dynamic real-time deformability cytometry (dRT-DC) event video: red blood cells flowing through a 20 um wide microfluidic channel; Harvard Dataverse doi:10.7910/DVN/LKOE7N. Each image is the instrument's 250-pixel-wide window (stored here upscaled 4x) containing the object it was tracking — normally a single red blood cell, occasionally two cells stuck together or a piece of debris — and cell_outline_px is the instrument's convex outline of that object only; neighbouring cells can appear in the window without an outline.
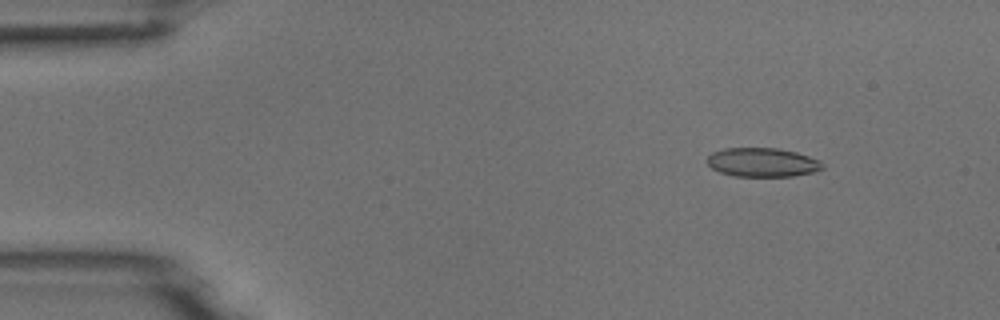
{"species": "common noctule bat (a hibernating species)", "species_latin": "Nyctalus noctula", "temperature_condition": "room temperature", "stored_images_in_passage": 53, "camera_frame_rate_fps": 3000, "um_per_image_px": 0.085, "animal": {"sex": "male", "body_mass_g": 18.8}, "frame": {"image": 1, "passage_image": 6, "time_ms": 1.667, "image_size_px": [1000, 320], "cell_outline_px": [[824, 168], [812, 172], [792, 176], [732, 176], [720, 172], [712, 168], [708, 164], [708, 156], [712, 152], [724, 148], [780, 148], [796, 152], [820, 160], [824, 164]], "centroid_in_image_um": [64.81, 13.79], "position_along_channel_um": 20.2, "area_um2": 19.48}}
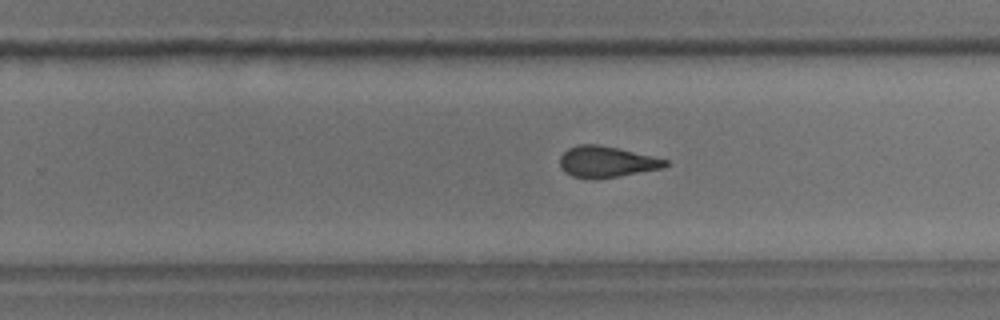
{"frame": {"image": 2, "passage_image": 33, "time_ms": 10.667, "image_size_px": [1000, 320], "cell_outline_px": [[668, 164], [664, 168], [616, 176], [572, 176], [564, 172], [560, 168], [560, 156], [568, 148], [580, 144], [600, 144], [652, 156], [668, 160]], "centroid_in_image_um": [51.55, 13.71], "position_along_channel_um": 278.2, "area_um2": 18.5}}
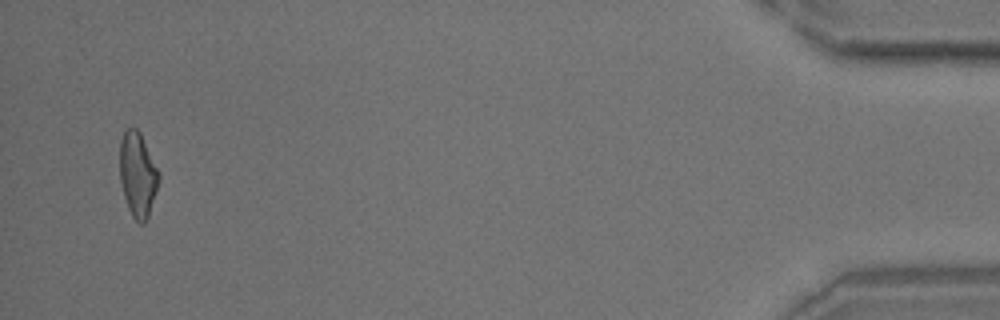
{"frame": {"image": 3, "passage_image": 51, "time_ms": 16.667, "image_size_px": [1000, 320], "cell_outline_px": [[160, 176], [156, 192], [148, 216], [144, 224], [140, 224], [132, 216], [128, 208], [124, 196], [120, 180], [120, 140], [124, 132], [128, 128], [136, 128], [140, 132], [160, 172]], "centroid_in_image_um": [11.71, 14.83], "position_along_channel_um": 423.5, "area_um2": 19.25}}